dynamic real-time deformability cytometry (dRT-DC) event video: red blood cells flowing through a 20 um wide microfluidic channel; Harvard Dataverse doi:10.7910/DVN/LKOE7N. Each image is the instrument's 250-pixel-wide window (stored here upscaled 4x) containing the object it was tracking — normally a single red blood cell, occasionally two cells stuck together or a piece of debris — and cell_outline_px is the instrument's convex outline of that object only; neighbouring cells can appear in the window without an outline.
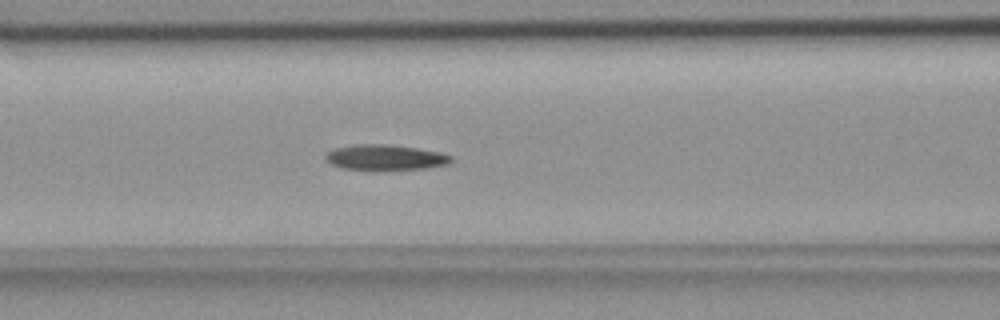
{"species": "common noctule bat (a hibernating species)", "species_latin": "Nyctalus noctula", "temperature_condition": "room temperature", "stored_images_in_passage": 54, "camera_frame_rate_fps": 3000, "um_per_image_px": 0.085, "animal": {"sex": "female", "body_mass_g": 18.4}, "frame": {"image": 1, "passage_image": 22, "time_ms": 7.0, "image_size_px": [1000, 320], "cell_outline_px": [[452, 160], [448, 164], [428, 168], [368, 172], [340, 168], [332, 164], [324, 156], [328, 152], [336, 148], [356, 144], [388, 144], [416, 148], [440, 152], [452, 156]], "centroid_in_image_um": [32.74, 13.42], "position_along_channel_um": 133.9, "area_um2": 19.19}}
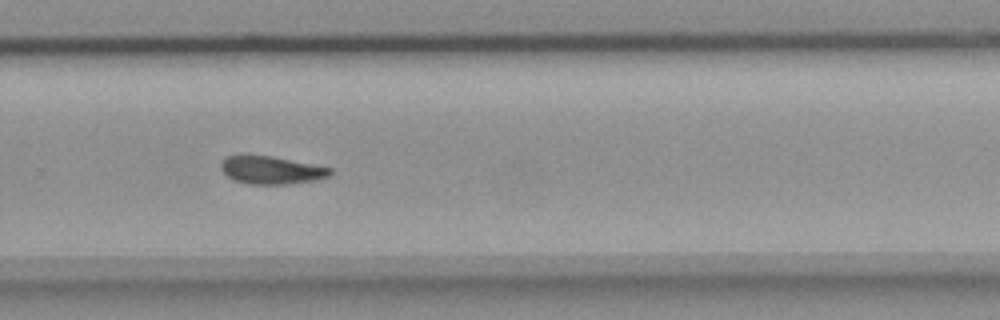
{"frame": {"image": 2, "passage_image": 36, "time_ms": 11.667, "image_size_px": [1000, 320], "cell_outline_px": [[332, 172], [328, 176], [316, 180], [288, 184], [248, 184], [232, 180], [220, 168], [220, 164], [224, 156], [240, 152], [248, 152], [272, 156], [332, 168]], "centroid_in_image_um": [22.95, 14.41], "position_along_channel_um": 306.8, "area_um2": 18.44}}
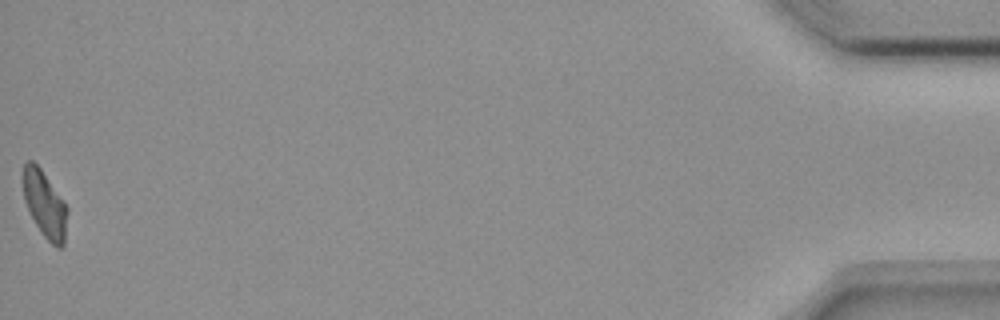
{"frame": {"image": 3, "passage_image": 54, "time_ms": 17.667, "image_size_px": [1000, 320], "cell_outline_px": [[68, 212], [64, 244], [60, 248], [56, 248], [44, 236], [36, 224], [24, 200], [20, 176], [24, 164], [28, 160], [32, 160], [40, 168], [68, 208]], "centroid_in_image_um": [3.77, 17.34], "position_along_channel_um": 431.4, "area_um2": 17.22}}